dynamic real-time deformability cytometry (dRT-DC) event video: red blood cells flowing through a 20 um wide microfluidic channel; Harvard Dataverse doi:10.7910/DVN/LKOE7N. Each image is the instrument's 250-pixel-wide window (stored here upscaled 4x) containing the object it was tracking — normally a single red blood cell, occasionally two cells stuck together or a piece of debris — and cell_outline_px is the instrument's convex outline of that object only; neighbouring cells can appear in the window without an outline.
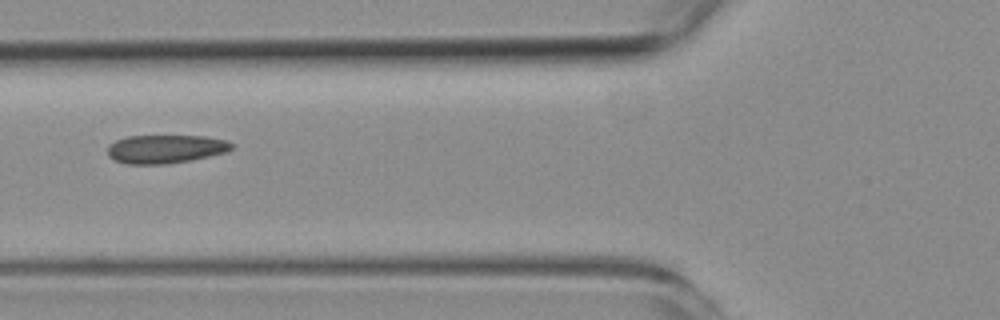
{"species": "common noctule bat (a hibernating species)", "species_latin": "Nyctalus noctula", "temperature_condition": "room temperature", "stored_images_in_passage": 4, "camera_frame_rate_fps": 3000, "um_per_image_px": 0.085, "animal": {"sex": "female", "body_mass_g": 19.3, "forearm_length_mm": 54.1}, "frame": {"image": 1, "passage_image": 4, "time_ms": 3.333, "image_size_px": [1000, 320], "cell_outline_px": [[232, 148], [228, 152], [192, 160], [164, 164], [128, 164], [116, 160], [108, 156], [108, 144], [116, 140], [128, 136], [204, 136], [228, 140], [232, 144]], "centroid_in_image_um": [14.08, 12.66], "position_along_channel_um": 111.7, "area_um2": 20.63}}